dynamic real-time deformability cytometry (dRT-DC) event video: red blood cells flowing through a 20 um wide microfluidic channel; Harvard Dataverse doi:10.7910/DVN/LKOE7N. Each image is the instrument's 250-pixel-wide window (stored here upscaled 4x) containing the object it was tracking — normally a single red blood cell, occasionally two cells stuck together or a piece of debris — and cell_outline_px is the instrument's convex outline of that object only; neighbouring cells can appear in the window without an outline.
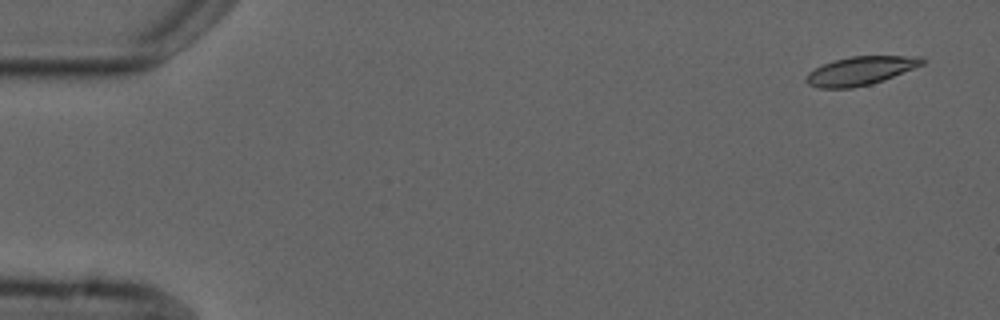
{"species": "common noctule bat (a hibernating species)", "species_latin": "Nyctalus noctula", "temperature_condition": "cold", "stored_images_in_passage": 4, "camera_frame_rate_fps": 3000, "um_per_image_px": 0.085, "animal": {"sex": "male", "forearm_length_mm": 52.5}, "frame": {"image": 1, "passage_image": 1, "time_ms": 0.0, "image_size_px": [1000, 320], "cell_outline_px": [[924, 64], [884, 80], [872, 84], [852, 88], [820, 88], [808, 84], [804, 80], [808, 72], [824, 64], [836, 60], [852, 56], [924, 56]], "centroid_in_image_um": [73.15, 6.02], "position_along_channel_um": 11.8, "area_um2": 19.25}}
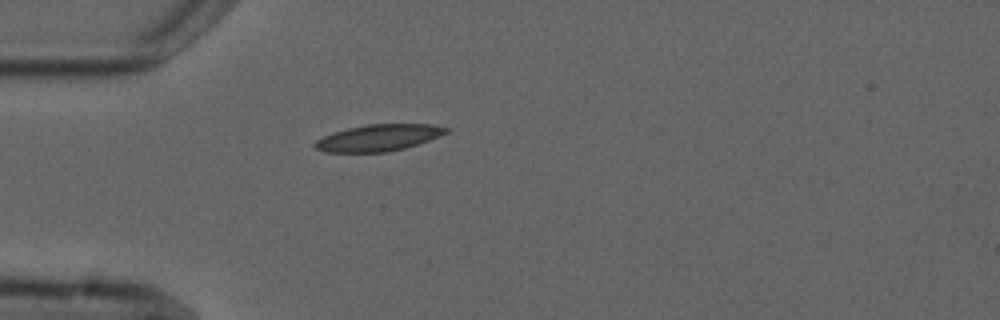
{"frame": {"image": 2, "passage_image": 4, "time_ms": 4.333, "image_size_px": [1000, 320], "cell_outline_px": [[452, 128], [448, 132], [428, 140], [404, 148], [388, 152], [324, 152], [316, 148], [312, 144], [316, 140], [324, 136], [348, 128], [368, 124], [428, 124]], "centroid_in_image_um": [32.17, 11.71], "position_along_channel_um": 52.8, "area_um2": 20.11}}